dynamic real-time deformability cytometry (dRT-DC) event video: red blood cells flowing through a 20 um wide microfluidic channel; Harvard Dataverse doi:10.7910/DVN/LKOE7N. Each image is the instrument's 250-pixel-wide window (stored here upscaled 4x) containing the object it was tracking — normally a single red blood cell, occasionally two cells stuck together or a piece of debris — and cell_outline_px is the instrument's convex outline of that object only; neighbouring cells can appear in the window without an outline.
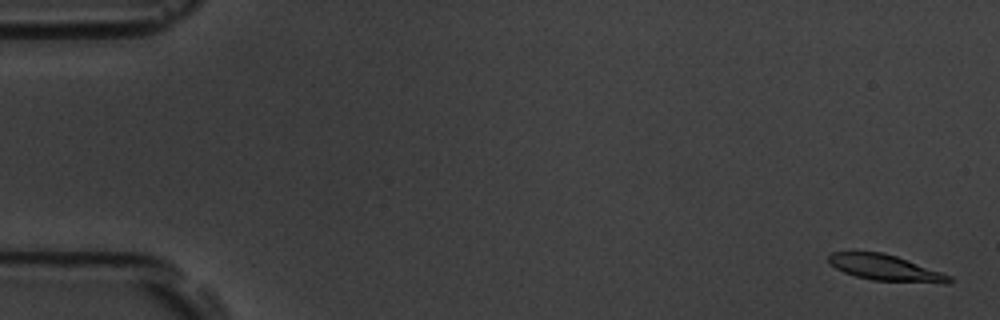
{"species": "common noctule bat (a hibernating species)", "species_latin": "Nyctalus noctula", "temperature_condition": "room temperature", "stored_images_in_passage": 15, "camera_frame_rate_fps": 3000, "um_per_image_px": 0.085, "animal": {"sex": "male", "body_mass_g": 19.5, "forearm_length_mm": 54.6}, "frame": {"image": 1, "passage_image": 1, "time_ms": 0.0, "image_size_px": [1000, 320], "cell_outline_px": [[952, 280], [948, 284], [944, 284], [872, 280], [856, 276], [844, 272], [836, 268], [828, 260], [828, 256], [832, 252], [884, 252], [896, 256], [952, 276]], "centroid_in_image_um": [75.3, 22.78], "position_along_channel_um": 9.7, "area_um2": 18.15}}
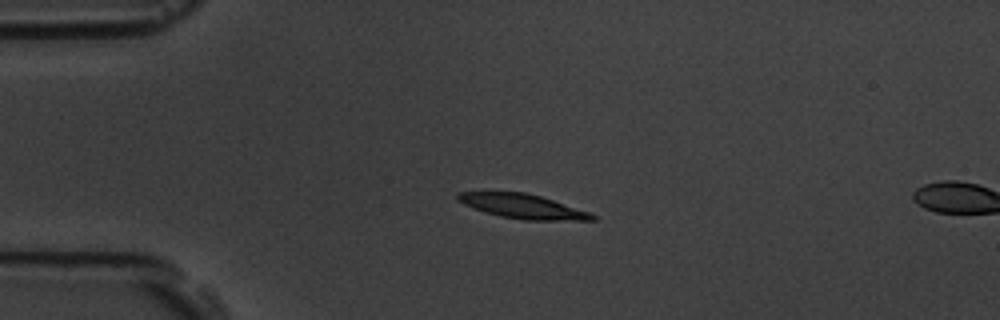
{"frame": {"image": 2, "passage_image": 13, "time_ms": 4.0, "image_size_px": [1000, 320], "cell_outline_px": [[596, 220], [524, 220], [500, 216], [484, 212], [464, 204], [456, 200], [456, 196], [460, 192], [524, 192], [540, 196], [588, 212], [596, 216]], "centroid_in_image_um": [44.39, 17.54], "position_along_channel_um": 40.6, "area_um2": 18.79}}